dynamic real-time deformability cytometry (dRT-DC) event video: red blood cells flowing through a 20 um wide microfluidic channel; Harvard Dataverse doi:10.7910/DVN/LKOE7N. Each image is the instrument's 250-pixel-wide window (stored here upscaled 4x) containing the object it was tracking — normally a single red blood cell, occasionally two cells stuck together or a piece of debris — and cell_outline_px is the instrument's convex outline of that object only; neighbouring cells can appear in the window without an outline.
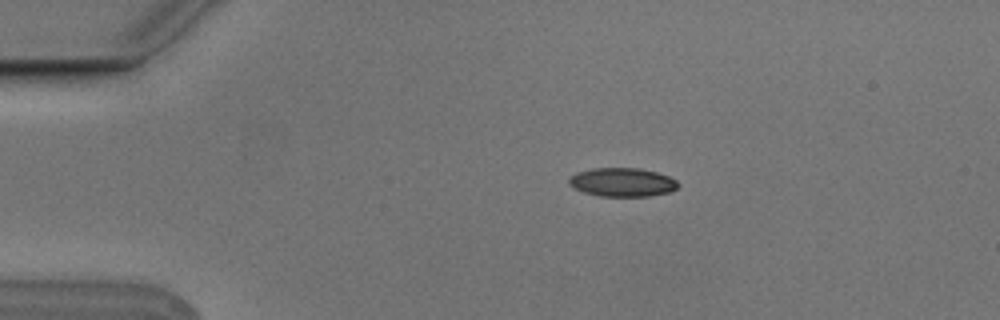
{"species": "Egyptian fruit bat (a non-hibernating species)", "species_latin": "Rousettus aegyptiacus", "temperature_condition": "cold", "stored_images_in_passage": 7, "camera_frame_rate_fps": 3000, "um_per_image_px": 0.085, "animal": {"sex": "male"}, "frame": {"image": 1, "passage_image": 3, "time_ms": 0.667, "image_size_px": [1000, 320], "cell_outline_px": [[680, 184], [676, 188], [668, 192], [648, 196], [600, 196], [584, 192], [572, 188], [568, 184], [568, 176], [576, 172], [592, 168], [640, 168], [656, 172], [668, 176], [676, 180]], "centroid_in_image_um": [52.84, 15.48], "position_along_channel_um": 32.2, "area_um2": 18.38}}
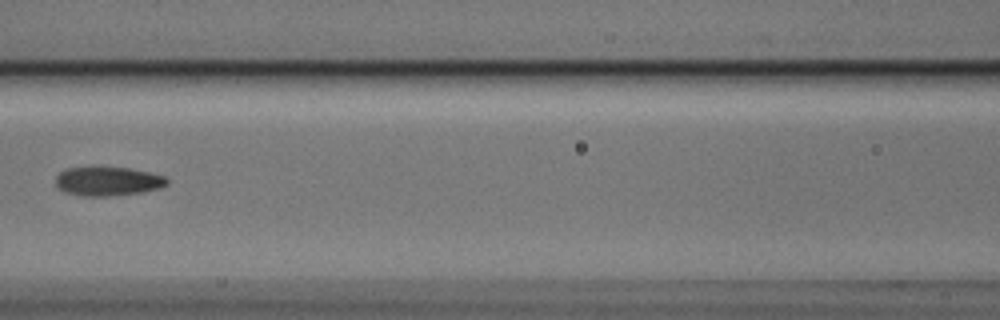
{"frame": {"image": 2, "passage_image": 7, "time_ms": 2.0, "image_size_px": [1000, 320], "cell_outline_px": [[168, 184], [160, 188], [144, 192], [108, 196], [84, 196], [64, 192], [56, 188], [56, 176], [60, 172], [68, 168], [92, 164], [128, 168], [148, 172], [164, 176], [168, 180]], "centroid_in_image_um": [9.12, 15.37], "position_along_channel_um": 157.5, "area_um2": 19.54}}